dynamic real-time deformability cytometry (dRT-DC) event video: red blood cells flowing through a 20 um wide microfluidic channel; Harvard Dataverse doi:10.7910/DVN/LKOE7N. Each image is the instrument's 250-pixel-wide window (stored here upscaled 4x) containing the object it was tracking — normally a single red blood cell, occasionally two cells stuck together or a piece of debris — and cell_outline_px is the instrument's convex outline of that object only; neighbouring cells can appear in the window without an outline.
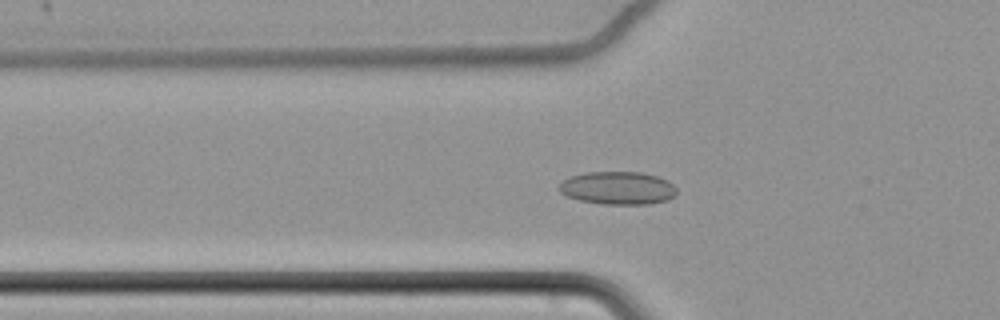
{"species": "common noctule bat (a hibernating species)", "species_latin": "Nyctalus noctula", "temperature_condition": "cold", "stored_images_in_passage": 49, "camera_frame_rate_fps": 3000, "um_per_image_px": 0.085, "animal": {"sex": "female", "body_mass_g": 22.7, "forearm_length_mm": 54.2}, "frame": {"image": 1, "passage_image": 18, "time_ms": 5.667, "image_size_px": [1000, 320], "cell_outline_px": [[676, 196], [668, 200], [648, 204], [604, 204], [580, 200], [568, 196], [560, 192], [556, 188], [568, 176], [584, 172], [640, 172], [656, 176], [668, 180], [676, 188]], "centroid_in_image_um": [52.51, 15.98], "position_along_channel_um": 73.3, "area_um2": 22.72}}
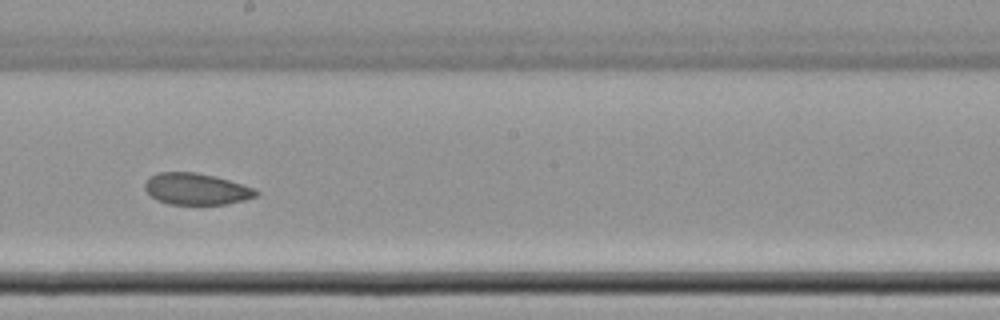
{"frame": {"image": 2, "passage_image": 32, "time_ms": 10.333, "image_size_px": [1000, 320], "cell_outline_px": [[260, 192], [256, 196], [244, 200], [224, 204], [168, 204], [156, 200], [144, 188], [144, 184], [152, 176], [160, 172], [196, 172], [216, 176], [256, 188]], "centroid_in_image_um": [16.72, 16.06], "position_along_channel_um": 231.5, "area_um2": 20.4}}
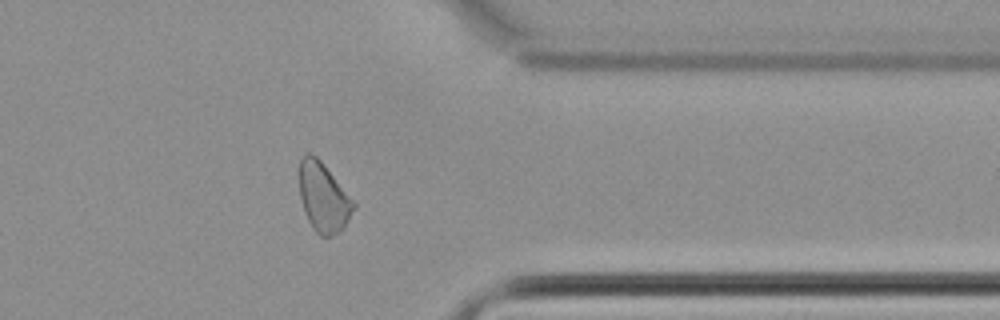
{"frame": {"image": 3, "passage_image": 46, "time_ms": 15.0, "image_size_px": [1000, 320], "cell_outline_px": [[356, 208], [344, 228], [340, 232], [332, 236], [320, 236], [312, 228], [304, 212], [300, 196], [300, 160], [304, 152], [312, 152], [320, 160], [356, 200]], "centroid_in_image_um": [27.53, 16.77], "position_along_channel_um": 383.9, "area_um2": 22.43}, "authors_computed_cell_mechanics": {"area_um2": 22.0218, "velocity_mm_per_s": 3.4308, "shape_relaxation_time_tau1_ms": null, "shape_relaxation_time_tau2_ms": 3.5048, "deformation_change_tau1": null, "deformation_change_tau2": 0.0651}}